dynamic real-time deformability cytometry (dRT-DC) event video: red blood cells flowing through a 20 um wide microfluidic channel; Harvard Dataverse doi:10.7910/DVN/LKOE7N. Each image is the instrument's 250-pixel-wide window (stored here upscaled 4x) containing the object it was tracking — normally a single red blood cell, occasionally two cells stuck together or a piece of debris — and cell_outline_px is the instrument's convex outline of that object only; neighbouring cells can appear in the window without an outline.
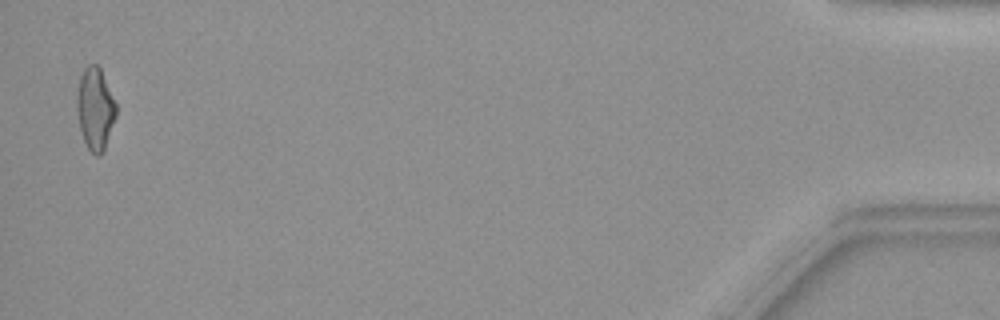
{"species": "common noctule bat (a hibernating species)", "species_latin": "Nyctalus noctula", "temperature_condition": "warm", "stored_images_in_passage": 33, "camera_frame_rate_fps": 3000, "um_per_image_px": 0.085, "animal": {"sex": "female", "body_mass_g": 19.9}, "frame": {"image": 1, "passage_image": 33, "time_ms": 10.667, "image_size_px": [1000, 320], "cell_outline_px": [[116, 116], [104, 152], [100, 156], [96, 156], [88, 148], [84, 140], [80, 128], [76, 108], [76, 96], [80, 80], [84, 68], [88, 64], [96, 64], [100, 68], [116, 104]], "centroid_in_image_um": [8.09, 9.27], "position_along_channel_um": 427.1, "area_um2": 18.67}}